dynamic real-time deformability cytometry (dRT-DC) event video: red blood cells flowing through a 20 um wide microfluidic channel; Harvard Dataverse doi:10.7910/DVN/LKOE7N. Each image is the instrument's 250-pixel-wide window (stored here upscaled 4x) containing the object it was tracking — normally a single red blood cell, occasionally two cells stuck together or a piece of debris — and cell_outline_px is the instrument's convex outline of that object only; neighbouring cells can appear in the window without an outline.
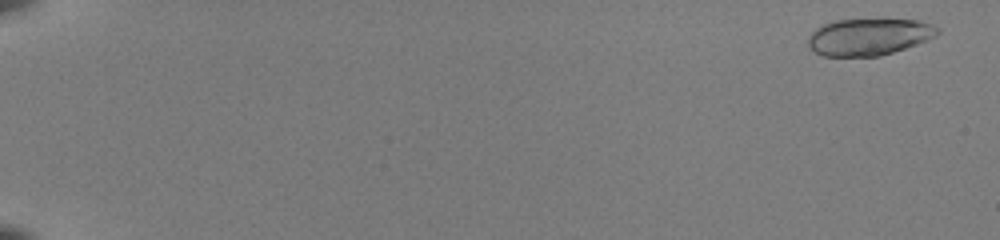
{"species": "common noctule bat (a hibernating species)", "species_latin": "Nyctalus noctula", "temperature_condition": "room temperature", "stored_images_in_passage": 20, "camera_frame_rate_fps": 3000, "um_per_image_px": 0.085, "animal": {"sex": "female", "body_mass_g": 22.0, "forearm_length_mm": 56.7}, "frame": {"image": 1, "passage_image": 3, "time_ms": 0.667, "image_size_px": [1000, 240], "cell_outline_px": [[940, 32], [936, 36], [928, 40], [880, 56], [824, 56], [808, 48], [808, 36], [816, 28], [824, 24], [836, 20], [880, 16], [884, 16], [920, 20], [932, 24], [940, 28]], "centroid_in_image_um": [73.9, 3.06], "position_along_channel_um": 11.1, "area_um2": 28.96}}
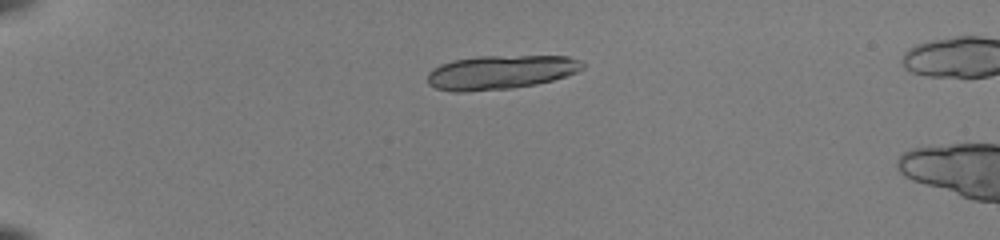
{"frame": {"image": 2, "passage_image": 16, "time_ms": 5.0, "image_size_px": [1000, 240], "cell_outline_px": [[584, 68], [576, 72], [552, 80], [536, 84], [512, 88], [464, 92], [452, 92], [436, 88], [428, 84], [428, 72], [432, 68], [440, 64], [452, 60], [476, 56], [568, 56], [580, 60], [584, 64]], "centroid_in_image_um": [42.51, 6.14], "position_along_channel_um": 42.5, "area_um2": 30.87}}